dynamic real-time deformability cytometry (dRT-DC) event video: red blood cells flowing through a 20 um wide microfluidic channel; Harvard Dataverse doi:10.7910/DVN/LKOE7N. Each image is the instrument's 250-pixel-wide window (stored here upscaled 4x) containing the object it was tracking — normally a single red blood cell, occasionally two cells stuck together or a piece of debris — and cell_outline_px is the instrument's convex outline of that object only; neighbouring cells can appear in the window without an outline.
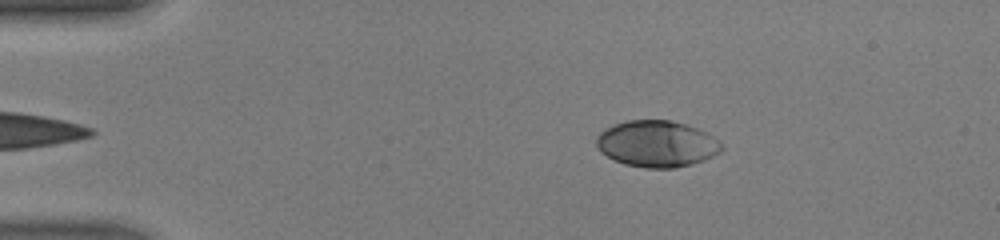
{"species": "human", "species_latin": "Homo sapiens", "temperature_condition": "warm", "stored_images_in_passage": 41, "camera_frame_rate_fps": 3000, "um_per_image_px": 0.085, "donor": {"sex": "male"}, "frame": {"image": 1, "passage_image": 3, "time_ms": 0.667, "image_size_px": [1000, 240], "cell_outline_px": [[724, 148], [720, 152], [704, 160], [692, 164], [676, 168], [644, 168], [624, 164], [600, 152], [596, 144], [596, 136], [600, 132], [612, 124], [624, 120], [672, 120], [708, 132], [720, 140], [724, 144]], "centroid_in_image_um": [55.85, 12.22], "position_along_channel_um": 29.1, "area_um2": 34.28}}
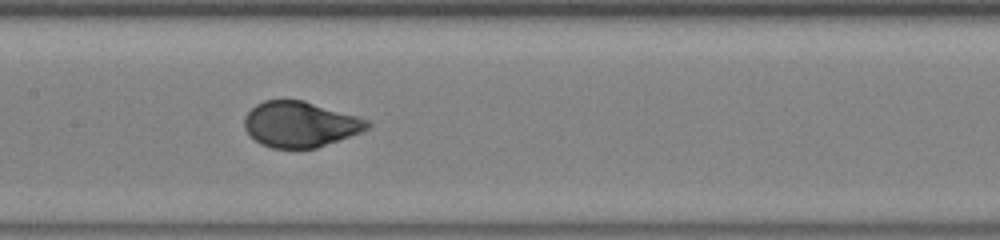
{"frame": {"image": 2, "passage_image": 18, "time_ms": 5.667, "image_size_px": [1000, 240], "cell_outline_px": [[372, 124], [368, 128], [360, 132], [316, 148], [272, 148], [260, 144], [244, 128], [244, 116], [256, 104], [264, 100], [304, 100], [356, 116], [368, 120]], "centroid_in_image_um": [25.49, 10.56], "position_along_channel_um": 181.9, "area_um2": 32.43}}
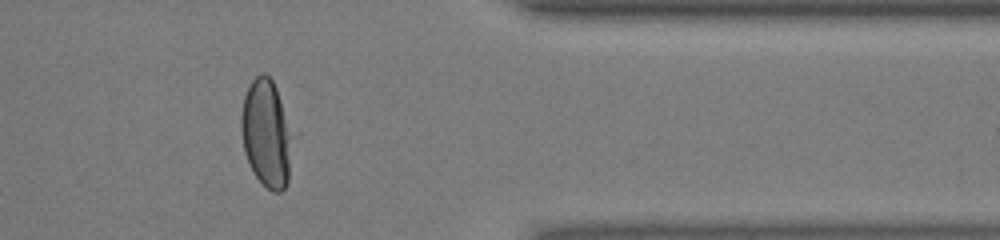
{"frame": {"image": 3, "passage_image": 33, "time_ms": 10.667, "image_size_px": [1000, 240], "cell_outline_px": [[292, 136], [288, 180], [284, 188], [280, 192], [272, 192], [256, 176], [244, 152], [240, 128], [240, 116], [244, 96], [252, 80], [260, 72], [264, 72], [272, 80], [276, 88], [292, 132]], "centroid_in_image_um": [22.63, 11.32], "position_along_channel_um": 388.8, "area_um2": 31.85}, "authors_computed_cell_mechanics": {"area_um2": 33.8708, "velocity_mm_per_s": 4.4464, "shape_relaxation_time_tau1_ms": 3.1085, "shape_relaxation_time_tau2_ms": null, "deformation_change_tau1": 0.2012, "deformation_change_tau2": null}}